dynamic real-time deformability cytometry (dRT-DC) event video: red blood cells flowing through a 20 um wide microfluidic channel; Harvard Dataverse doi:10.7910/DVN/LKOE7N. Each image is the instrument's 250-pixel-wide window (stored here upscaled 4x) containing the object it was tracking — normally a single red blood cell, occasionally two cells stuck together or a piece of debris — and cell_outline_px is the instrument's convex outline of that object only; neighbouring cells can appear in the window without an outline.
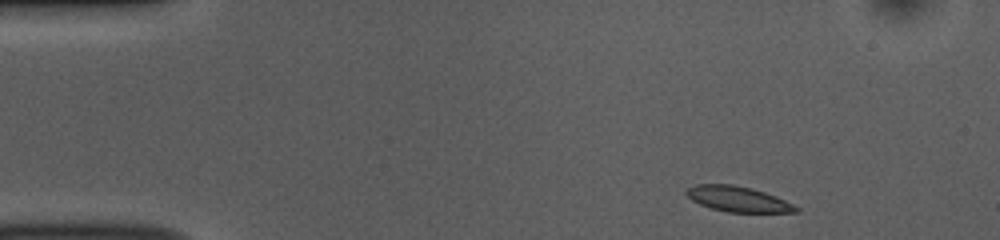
{"species": "common noctule bat (a hibernating species)", "species_latin": "Nyctalus noctula", "temperature_condition": "room temperature", "stored_images_in_passage": 46, "camera_frame_rate_fps": 3000, "um_per_image_px": 0.085, "animal": {"sex": "female", "body_mass_g": 10.0, "forearm_length_mm": 53.1}, "frame": {"image": 1, "passage_image": 1, "time_ms": 0.0, "image_size_px": [1000, 240], "cell_outline_px": [[800, 212], [728, 212], [712, 208], [700, 204], [692, 200], [684, 192], [688, 188], [696, 184], [732, 184], [752, 188], [776, 196], [800, 208]], "centroid_in_image_um": [62.73, 16.91], "position_along_channel_um": 22.3, "area_um2": 16.13}}
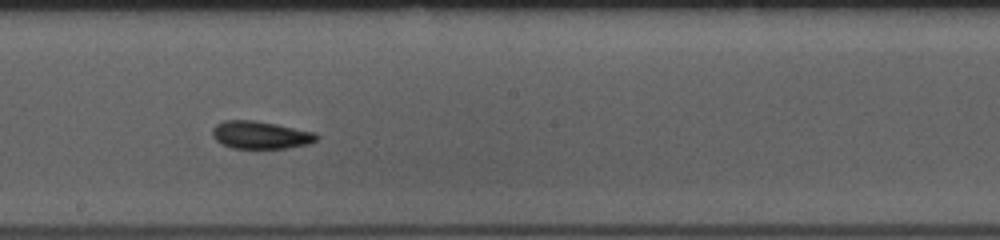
{"frame": {"image": 2, "passage_image": 23, "time_ms": 7.333, "image_size_px": [1000, 240], "cell_outline_px": [[320, 136], [316, 140], [308, 144], [288, 148], [232, 148], [220, 144], [212, 136], [212, 128], [216, 124], [224, 120], [256, 120], [316, 132]], "centroid_in_image_um": [22.13, 11.47], "position_along_channel_um": 226.1, "area_um2": 16.99}}
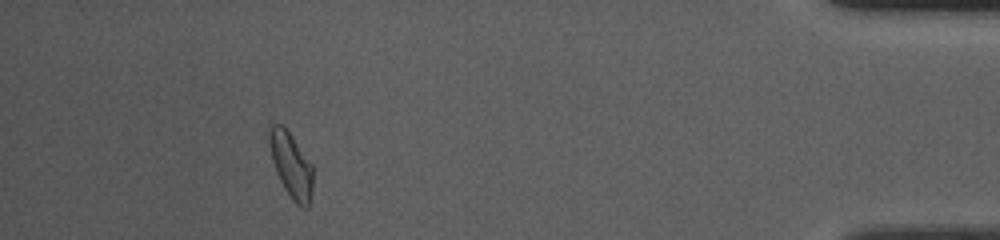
{"frame": {"image": 3, "passage_image": 42, "time_ms": 13.667, "image_size_px": [1000, 240], "cell_outline_px": [[312, 188], [308, 208], [300, 208], [292, 200], [284, 188], [276, 172], [272, 160], [268, 144], [268, 132], [272, 124], [280, 124], [292, 136], [312, 164]], "centroid_in_image_um": [24.73, 14.05], "position_along_channel_um": 410.5, "area_um2": 16.53}, "authors_computed_cell_mechanics": {"area_um2": 16.7331, "velocity_mm_per_s": 3.8121, "shape_relaxation_time_tau1_ms": 1.8473, "shape_relaxation_time_tau2_ms": 3.3335, "deformation_change_tau1": 0.1269, "deformation_change_tau2": 0.1057}}